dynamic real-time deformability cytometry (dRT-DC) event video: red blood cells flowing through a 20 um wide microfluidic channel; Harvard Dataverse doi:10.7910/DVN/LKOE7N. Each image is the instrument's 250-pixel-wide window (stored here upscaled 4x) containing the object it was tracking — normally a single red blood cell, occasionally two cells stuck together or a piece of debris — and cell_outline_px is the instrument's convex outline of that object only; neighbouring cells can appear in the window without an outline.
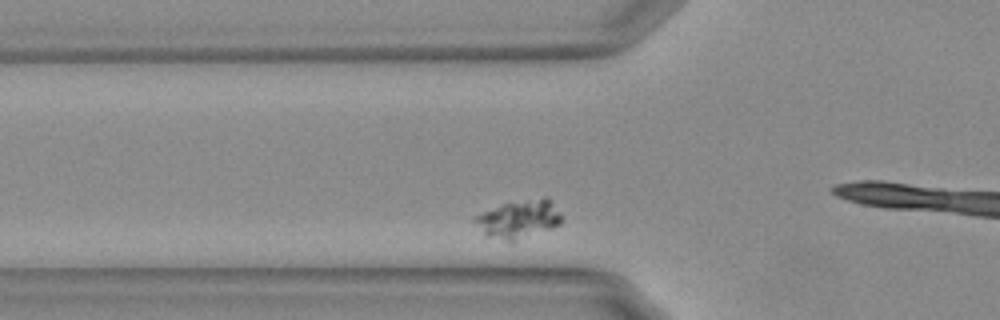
{"species": "Egyptian fruit bat (a non-hibernating species)", "species_latin": "Rousettus aegyptiacus", "temperature_condition": "warm", "stored_images_in_passage": 41, "camera_frame_rate_fps": 3000, "um_per_image_px": 0.085, "animal": {"sex": "female"}, "frame": {"image": 1, "passage_image": 12, "time_ms": 3.667, "image_size_px": [1000, 320], "cell_outline_px": [[564, 220], [560, 224], [552, 228], [512, 240], [508, 240], [484, 236], [472, 220], [472, 216], [500, 204], [544, 196], [548, 196], [552, 200], [564, 216]], "centroid_in_image_um": [44.11, 18.57], "position_along_channel_um": 81.7, "area_um2": 19.59}}
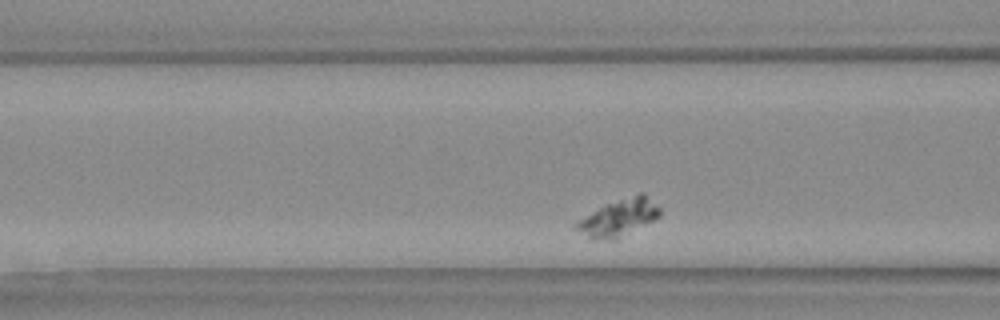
{"frame": {"image": 2, "passage_image": 15, "time_ms": 4.667, "image_size_px": [1000, 320], "cell_outline_px": [[660, 216], [616, 240], [592, 240], [572, 228], [572, 224], [604, 204], [640, 192], [644, 192], [660, 208]], "centroid_in_image_um": [52.54, 18.51], "position_along_channel_um": 114.1, "area_um2": 18.26}}